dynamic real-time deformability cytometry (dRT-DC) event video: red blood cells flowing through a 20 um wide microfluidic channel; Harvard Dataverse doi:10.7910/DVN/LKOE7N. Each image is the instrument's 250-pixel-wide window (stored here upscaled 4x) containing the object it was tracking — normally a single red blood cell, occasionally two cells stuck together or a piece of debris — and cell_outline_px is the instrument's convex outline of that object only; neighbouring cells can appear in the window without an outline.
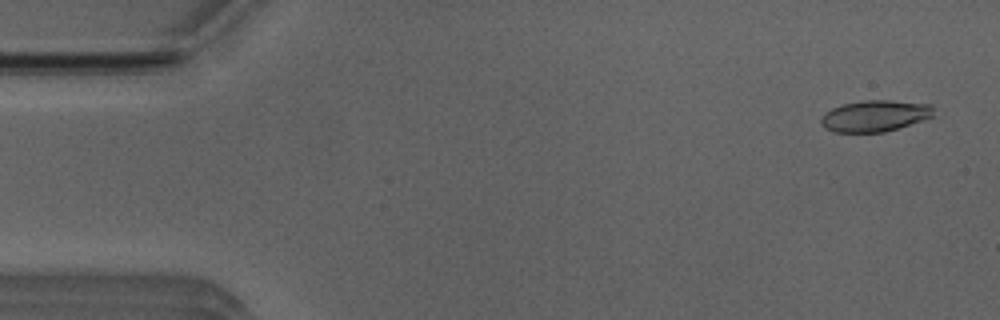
{"species": "Egyptian fruit bat (a non-hibernating species)", "species_latin": "Rousettus aegyptiacus", "temperature_condition": "room temperature", "stored_images_in_passage": 50, "camera_frame_rate_fps": 3000, "um_per_image_px": 0.085, "animal": {"sex": "male"}, "frame": {"image": 1, "passage_image": 1, "time_ms": 0.0, "image_size_px": [1000, 320], "cell_outline_px": [[932, 116], [884, 132], [832, 132], [824, 128], [820, 120], [820, 116], [824, 112], [840, 104], [864, 100], [888, 100], [932, 104]], "centroid_in_image_um": [74.27, 9.84], "position_along_channel_um": 10.7, "area_um2": 20.46}}
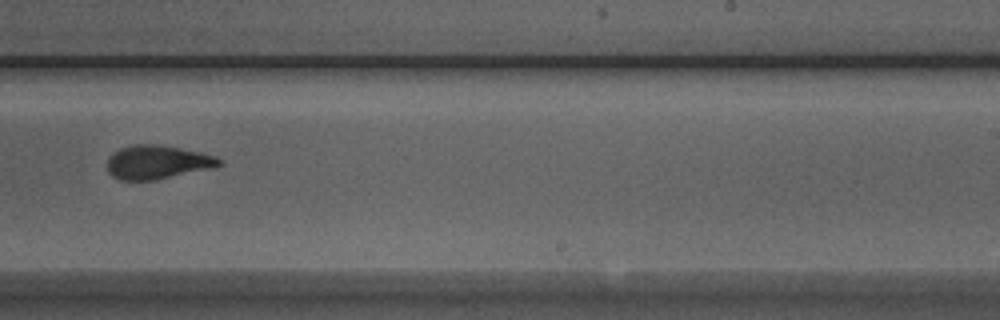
{"frame": {"image": 2, "passage_image": 30, "time_ms": 9.667, "image_size_px": [1000, 320], "cell_outline_px": [[224, 164], [212, 168], [156, 180], [120, 180], [112, 176], [108, 172], [108, 160], [112, 152], [120, 148], [132, 144], [160, 144], [200, 152], [216, 156]], "centroid_in_image_um": [13.37, 13.78], "position_along_channel_um": 275.6, "area_um2": 22.14}}
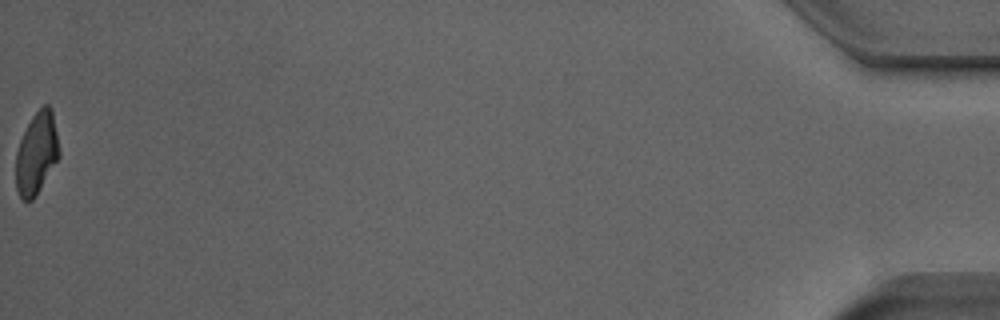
{"frame": {"image": 3, "passage_image": 50, "time_ms": 16.333, "image_size_px": [1000, 320], "cell_outline_px": [[60, 156], [36, 196], [28, 204], [20, 196], [16, 188], [16, 152], [20, 140], [32, 116], [44, 104], [48, 104], [52, 108], [60, 152]], "centroid_in_image_um": [3.12, 13.05], "position_along_channel_um": 432.1, "area_um2": 20.75}, "authors_computed_cell_mechanics": {"area_um2": 21.8484, "velocity_mm_per_s": 3.9883, "shape_relaxation_time_tau1_ms": 3.59, "shape_relaxation_time_tau2_ms": 1.5757, "deformation_change_tau1": 0.1674, "deformation_change_tau2": 0.079}}